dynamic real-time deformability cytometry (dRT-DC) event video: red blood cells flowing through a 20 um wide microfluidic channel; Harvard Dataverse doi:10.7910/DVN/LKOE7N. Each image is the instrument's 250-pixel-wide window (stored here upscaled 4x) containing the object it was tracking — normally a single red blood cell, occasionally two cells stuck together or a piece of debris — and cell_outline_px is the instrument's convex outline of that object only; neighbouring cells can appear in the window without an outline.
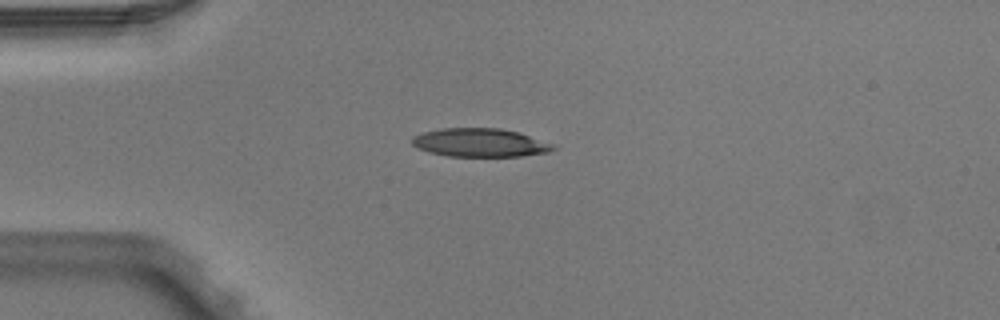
{"species": "Egyptian fruit bat (a non-hibernating species)", "species_latin": "Rousettus aegyptiacus", "temperature_condition": "warm", "stored_images_in_passage": 3, "camera_frame_rate_fps": 3000, "um_per_image_px": 0.085, "animal": {"sex": "male"}, "frame": {"image": 1, "passage_image": 1, "time_ms": 0.0, "image_size_px": [1000, 320], "cell_outline_px": [[556, 148], [548, 152], [520, 156], [448, 156], [428, 152], [416, 148], [412, 144], [412, 136], [424, 132], [444, 128], [500, 128], [520, 132], [556, 144]], "centroid_in_image_um": [40.83, 12.12], "position_along_channel_um": 44.2, "area_um2": 23.58}}
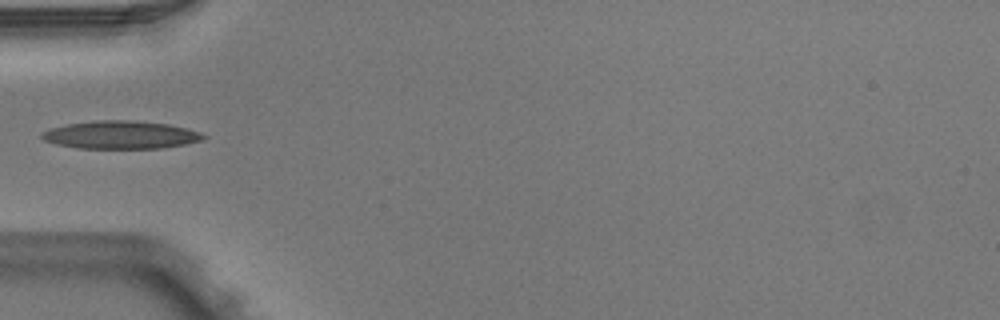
{"frame": {"image": 2, "passage_image": 2, "time_ms": 0.333, "image_size_px": [1000, 320], "cell_outline_px": [[208, 136], [200, 140], [184, 144], [164, 148], [80, 148], [56, 144], [44, 140], [40, 136], [48, 128], [68, 124], [92, 120], [136, 120], [168, 124], [188, 128], [200, 132]], "centroid_in_image_um": [10.27, 11.45], "position_along_channel_um": 74.7, "area_um2": 26.36}}
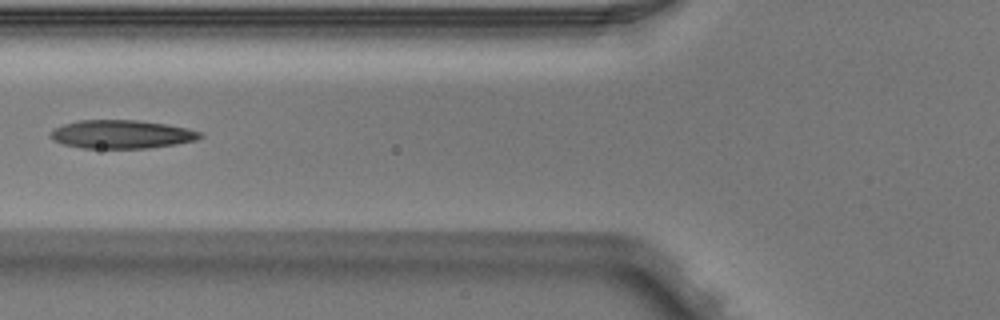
{"frame": {"image": 3, "passage_image": 3, "time_ms": 0.667, "image_size_px": [1000, 320], "cell_outline_px": [[204, 136], [196, 140], [176, 144], [148, 148], [80, 148], [64, 144], [52, 140], [48, 136], [56, 128], [64, 124], [80, 120], [136, 120], [164, 124], [188, 128], [200, 132]], "centroid_in_image_um": [10.34, 11.42], "position_along_channel_um": 115.5, "area_um2": 24.68}}